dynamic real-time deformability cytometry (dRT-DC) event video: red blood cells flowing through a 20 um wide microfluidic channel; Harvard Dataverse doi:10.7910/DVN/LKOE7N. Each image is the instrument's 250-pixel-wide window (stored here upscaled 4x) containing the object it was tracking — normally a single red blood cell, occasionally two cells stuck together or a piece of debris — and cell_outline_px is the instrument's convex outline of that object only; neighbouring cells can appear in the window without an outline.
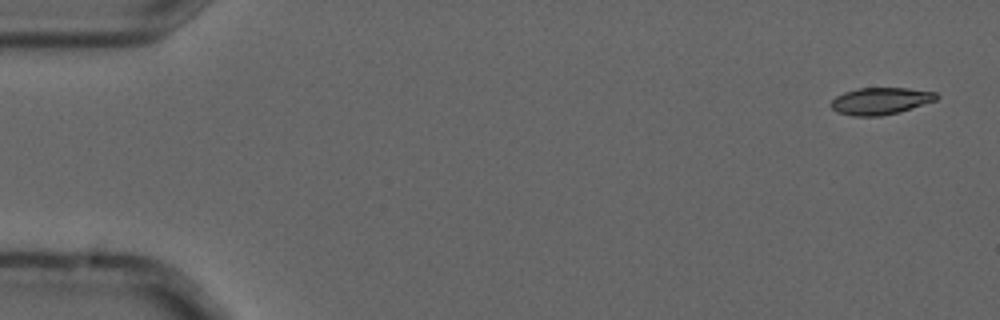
{"species": "common noctule bat (a hibernating species)", "species_latin": "Nyctalus noctula", "temperature_condition": "cold", "stored_images_in_passage": 4, "camera_frame_rate_fps": 3000, "um_per_image_px": 0.085, "animal": {"sex": "male", "forearm_length_mm": 52.5}, "frame": {"image": 1, "passage_image": 1, "time_ms": 0.0, "image_size_px": [1000, 320], "cell_outline_px": [[940, 96], [936, 100], [900, 112], [880, 116], [852, 116], [836, 112], [832, 108], [832, 100], [836, 96], [844, 92], [860, 88], [908, 88], [936, 92]], "centroid_in_image_um": [74.86, 8.58], "position_along_channel_um": 10.1, "area_um2": 16.59}}
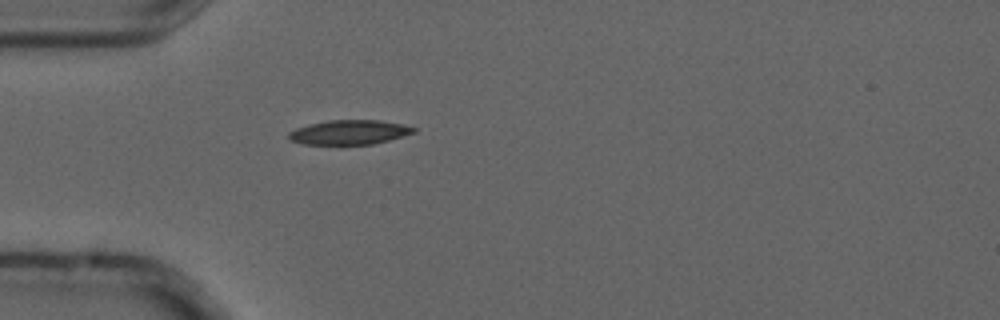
{"frame": {"image": 2, "passage_image": 4, "time_ms": 1.0, "image_size_px": [1000, 320], "cell_outline_px": [[416, 132], [388, 140], [372, 144], [300, 144], [288, 140], [288, 132], [296, 128], [308, 124], [328, 120], [380, 120], [404, 124], [416, 128]], "centroid_in_image_um": [29.66, 11.24], "position_along_channel_um": 55.3, "area_um2": 17.92}}